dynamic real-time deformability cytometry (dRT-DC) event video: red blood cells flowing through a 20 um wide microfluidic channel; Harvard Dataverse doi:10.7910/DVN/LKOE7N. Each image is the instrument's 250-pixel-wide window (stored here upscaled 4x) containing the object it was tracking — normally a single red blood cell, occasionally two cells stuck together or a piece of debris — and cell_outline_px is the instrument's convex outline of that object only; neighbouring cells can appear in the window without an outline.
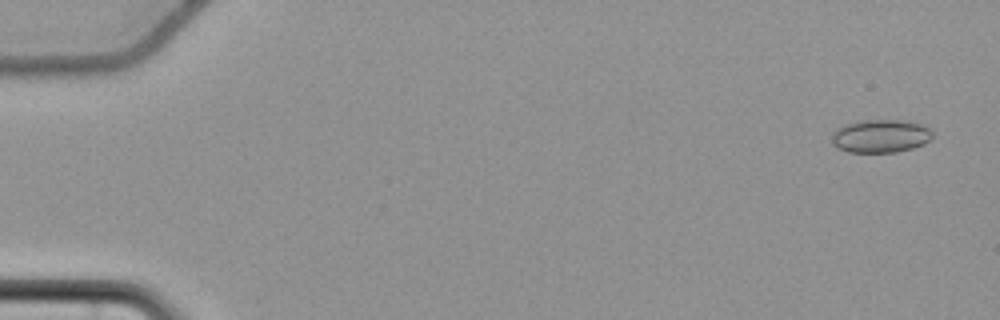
{"species": "common noctule bat (a hibernating species)", "species_latin": "Nyctalus noctula", "temperature_condition": "cold", "stored_images_in_passage": 58, "camera_frame_rate_fps": 3000, "um_per_image_px": 0.085, "animal": {"sex": "female", "body_mass_g": 22.7, "forearm_length_mm": 54.2}, "frame": {"image": 1, "passage_image": 3, "time_ms": 0.667, "image_size_px": [1000, 320], "cell_outline_px": [[932, 136], [924, 144], [912, 148], [896, 152], [848, 152], [836, 148], [832, 144], [832, 132], [836, 128], [844, 124], [860, 120], [900, 120], [924, 124], [932, 132]], "centroid_in_image_um": [74.8, 11.56], "position_along_channel_um": 10.2, "area_um2": 19.65}}
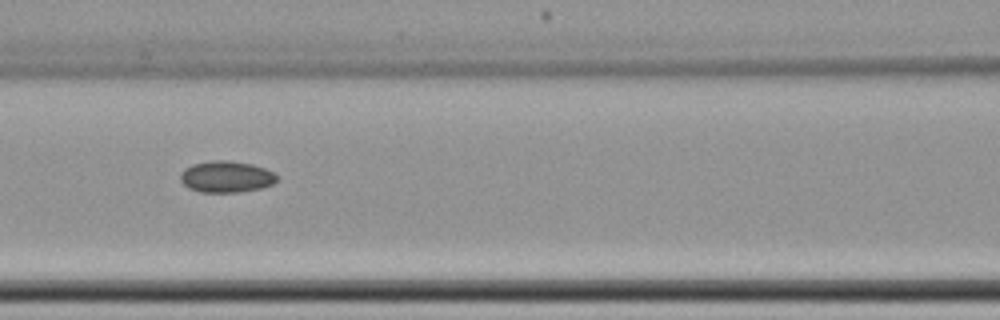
{"frame": {"image": 2, "passage_image": 27, "time_ms": 8.667, "image_size_px": [1000, 320], "cell_outline_px": [[280, 176], [272, 184], [260, 188], [240, 192], [200, 192], [188, 188], [180, 180], [180, 172], [184, 168], [192, 164], [212, 160], [228, 160], [252, 164], [264, 168]], "centroid_in_image_um": [19.21, 15.02], "position_along_channel_um": 147.4, "area_um2": 17.8}}
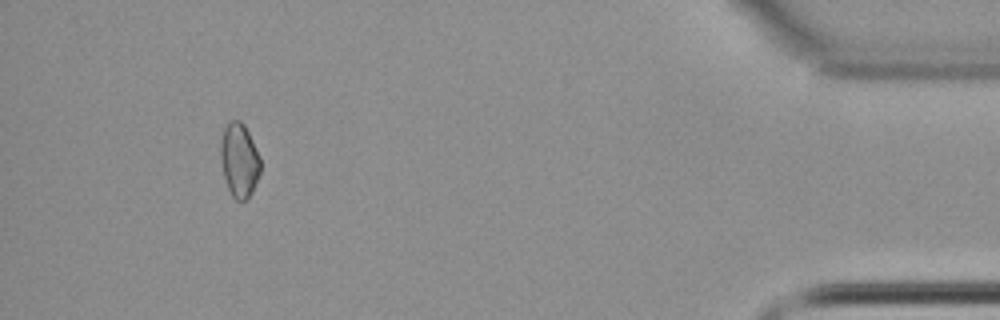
{"frame": {"image": 3, "passage_image": 54, "time_ms": 17.667, "image_size_px": [1000, 320], "cell_outline_px": [[260, 172], [252, 192], [244, 200], [236, 200], [232, 196], [228, 188], [224, 176], [220, 160], [220, 140], [224, 128], [228, 120], [240, 120], [244, 124], [260, 156]], "centroid_in_image_um": [20.32, 13.58], "position_along_channel_um": 414.9, "area_um2": 17.22}}